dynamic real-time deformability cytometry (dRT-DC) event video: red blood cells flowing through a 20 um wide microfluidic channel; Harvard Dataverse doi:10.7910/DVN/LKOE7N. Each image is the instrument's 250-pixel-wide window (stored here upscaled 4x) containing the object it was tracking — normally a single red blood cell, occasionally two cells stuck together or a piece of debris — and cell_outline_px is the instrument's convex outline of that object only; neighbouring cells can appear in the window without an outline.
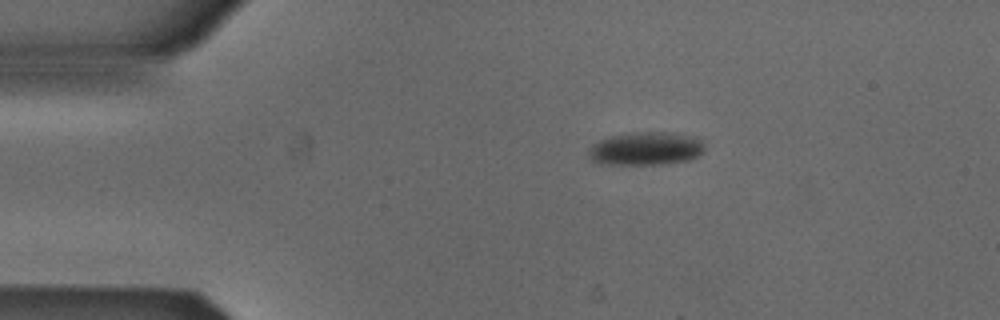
{"species": "Egyptian fruit bat (a non-hibernating species)", "species_latin": "Rousettus aegyptiacus", "temperature_condition": "cold", "stored_images_in_passage": 3, "camera_frame_rate_fps": 3000, "um_per_image_px": 0.085, "animal": {"sex": "male"}, "frame": {"image": 1, "passage_image": 1, "time_ms": 0.0, "image_size_px": [1000, 320], "cell_outline_px": [[704, 152], [688, 160], [660, 164], [600, 164], [592, 160], [588, 152], [592, 144], [600, 140], [612, 136], [636, 132], [664, 132], [688, 136], [700, 140], [704, 148]], "centroid_in_image_um": [54.86, 12.64], "position_along_channel_um": 30.1, "area_um2": 22.02}}
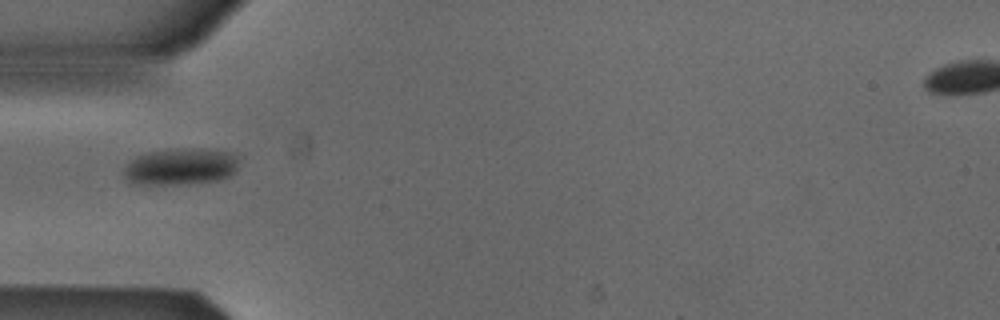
{"frame": {"image": 2, "passage_image": 3, "time_ms": 0.667, "image_size_px": [1000, 320], "cell_outline_px": [[236, 168], [228, 176], [220, 180], [188, 184], [132, 184], [124, 176], [124, 168], [136, 156], [148, 152], [176, 148], [200, 148], [228, 152], [236, 156]], "centroid_in_image_um": [15.31, 14.16], "position_along_channel_um": 69.7, "area_um2": 24.51}}